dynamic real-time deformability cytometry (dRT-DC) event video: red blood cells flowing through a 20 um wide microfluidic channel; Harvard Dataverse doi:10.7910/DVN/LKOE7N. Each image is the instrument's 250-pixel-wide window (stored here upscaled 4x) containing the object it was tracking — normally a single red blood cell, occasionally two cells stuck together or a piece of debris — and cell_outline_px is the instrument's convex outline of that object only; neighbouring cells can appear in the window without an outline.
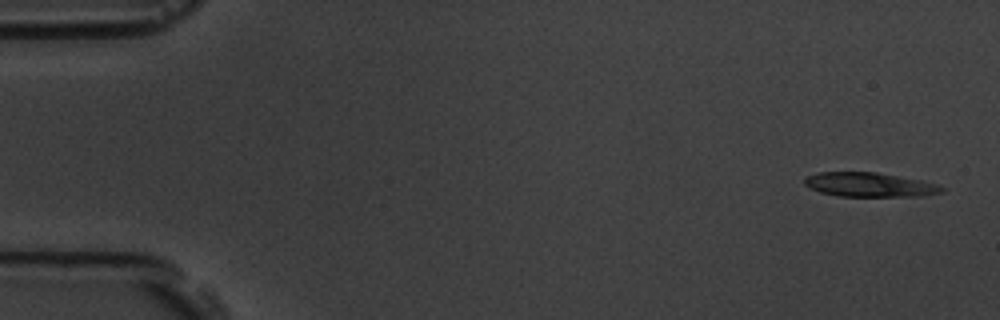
{"species": "common noctule bat (a hibernating species)", "species_latin": "Nyctalus noctula", "temperature_condition": "room temperature", "stored_images_in_passage": 15, "camera_frame_rate_fps": 3000, "um_per_image_px": 0.085, "animal": {"sex": "male", "body_mass_g": 19.5, "forearm_length_mm": 54.6}, "frame": {"image": 1, "passage_image": 1, "time_ms": 0.0, "image_size_px": [1000, 320], "cell_outline_px": [[944, 192], [924, 196], [836, 196], [820, 192], [804, 184], [804, 176], [816, 172], [876, 172], [920, 180], [940, 184], [944, 188]], "centroid_in_image_um": [73.91, 15.7], "position_along_channel_um": 11.1, "area_um2": 19.54}}
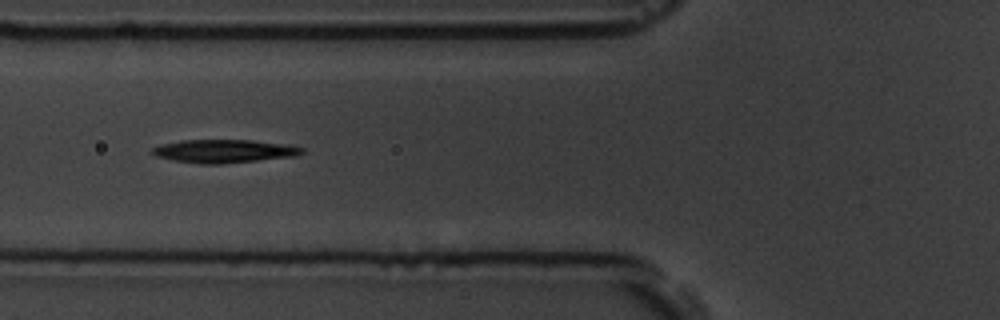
{"frame": {"image": 2, "passage_image": 6, "time_ms": 6.333, "image_size_px": [1000, 320], "cell_outline_px": [[304, 152], [296, 156], [220, 164], [200, 164], [172, 160], [156, 156], [148, 152], [152, 148], [160, 144], [180, 140], [252, 140], [292, 144], [304, 148]], "centroid_in_image_um": [19.04, 12.84], "position_along_channel_um": 106.8, "area_um2": 20.58}}
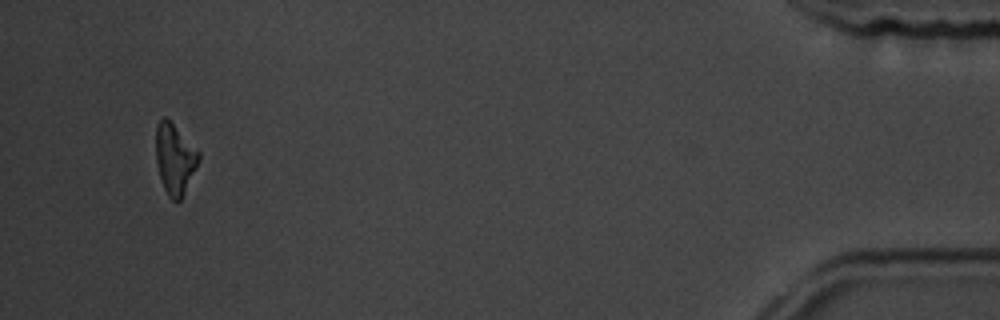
{"frame": {"image": 3, "passage_image": 15, "time_ms": 17.333, "image_size_px": [1000, 320], "cell_outline_px": [[200, 160], [180, 200], [172, 200], [168, 196], [164, 188], [160, 176], [156, 160], [156, 124], [164, 116], [200, 152]], "centroid_in_image_um": [14.85, 13.5], "position_along_channel_um": 420.3, "area_um2": 17.17}, "authors_computed_cell_mechanics": {"area_um2": 19.9988, "velocity_mm_per_s": 3.5552, "shape_relaxation_time_tau1_ms": 2.8546, "shape_relaxation_time_tau2_ms": 7.1292, "deformation_change_tau1": 0.0972, "deformation_change_tau2": 0.1445}}